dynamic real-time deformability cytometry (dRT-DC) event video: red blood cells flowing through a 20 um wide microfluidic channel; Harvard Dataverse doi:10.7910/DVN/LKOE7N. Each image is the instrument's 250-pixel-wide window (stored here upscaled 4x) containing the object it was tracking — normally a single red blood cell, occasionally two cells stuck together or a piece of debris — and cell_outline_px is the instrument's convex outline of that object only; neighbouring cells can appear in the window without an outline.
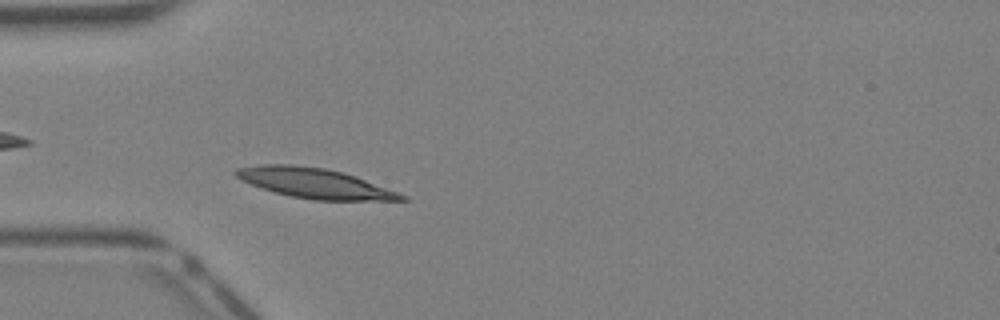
{"species": "Egyptian fruit bat (a non-hibernating species)", "species_latin": "Rousettus aegyptiacus", "temperature_condition": "warm", "stored_images_in_passage": 35, "camera_frame_rate_fps": 3000, "um_per_image_px": 0.085, "animal": {"sex": "female"}, "frame": {"image": 1, "passage_image": 10, "time_ms": 3.0, "image_size_px": [1000, 320], "cell_outline_px": [[408, 200], [312, 200], [292, 196], [276, 192], [252, 184], [236, 176], [232, 172], [236, 168], [260, 164], [292, 164], [324, 168], [344, 172], [356, 176], [408, 196]], "centroid_in_image_um": [26.76, 15.56], "position_along_channel_um": 58.2, "area_um2": 28.67}}
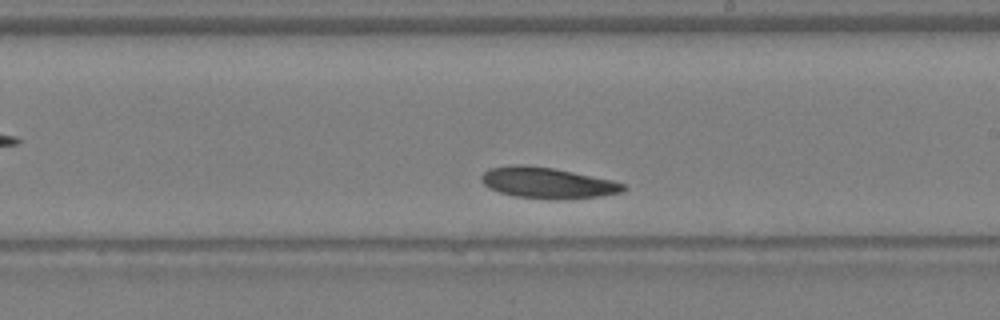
{"frame": {"image": 2, "passage_image": 22, "time_ms": 7.0, "image_size_px": [1000, 320], "cell_outline_px": [[628, 188], [624, 192], [600, 196], [560, 200], [548, 200], [516, 196], [500, 192], [488, 188], [480, 180], [480, 176], [488, 168], [516, 164], [524, 164], [552, 168], [612, 180], [624, 184]], "centroid_in_image_um": [46.52, 15.55], "position_along_channel_um": 242.5, "area_um2": 25.84}}
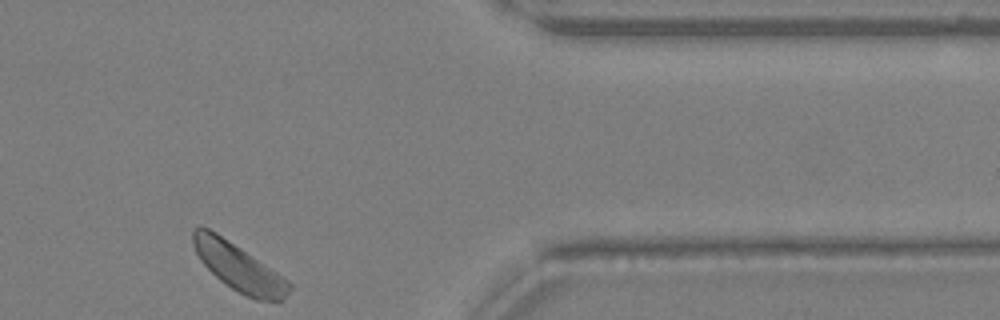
{"frame": {"image": 3, "passage_image": 33, "time_ms": 10.667, "image_size_px": [1000, 320], "cell_outline_px": [[292, 288], [284, 300], [280, 304], [256, 300], [232, 288], [220, 280], [200, 260], [192, 244], [192, 228], [208, 228], [216, 232], [288, 280], [292, 284]], "centroid_in_image_um": [20.33, 22.76], "position_along_channel_um": 391.1, "area_um2": 26.3}, "authors_computed_cell_mechanics": {"area_um2": 26.3568, "velocity_mm_per_s": 4.7222, "shape_relaxation_time_tau1_ms": 1.5719, "shape_relaxation_time_tau2_ms": null, "deformation_change_tau1": 0.0664, "deformation_change_tau2": null}}